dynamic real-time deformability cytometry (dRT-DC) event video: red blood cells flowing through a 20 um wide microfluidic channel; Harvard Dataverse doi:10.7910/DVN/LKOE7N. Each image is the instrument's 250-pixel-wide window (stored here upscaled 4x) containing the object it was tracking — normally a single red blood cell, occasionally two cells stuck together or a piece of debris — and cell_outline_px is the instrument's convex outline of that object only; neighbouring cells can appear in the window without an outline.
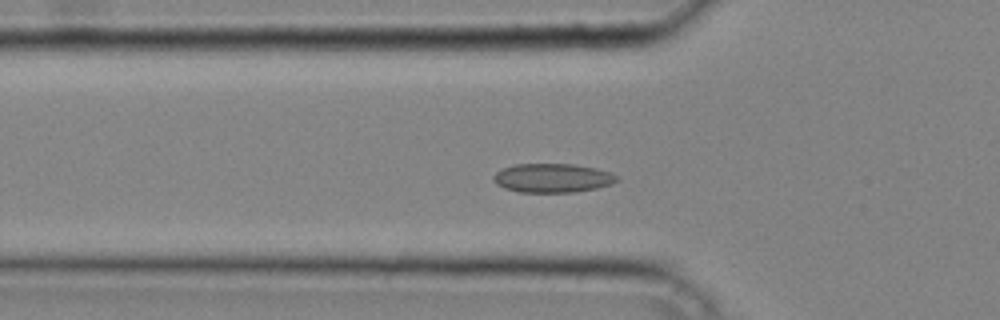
{"species": "common noctule bat (a hibernating species)", "species_latin": "Nyctalus noctula", "temperature_condition": "cold", "stored_images_in_passage": 33, "camera_frame_rate_fps": 3000, "um_per_image_px": 0.085, "animal": {"sex": "male", "body_mass_g": 20.4}, "frame": {"image": 1, "passage_image": 6, "time_ms": 1.667, "image_size_px": [1000, 320], "cell_outline_px": [[620, 180], [612, 184], [596, 188], [572, 192], [516, 192], [504, 188], [496, 184], [492, 180], [492, 176], [496, 172], [504, 168], [516, 164], [572, 164], [596, 168], [612, 172]], "centroid_in_image_um": [46.96, 15.13], "position_along_channel_um": 78.8, "area_um2": 20.92}}
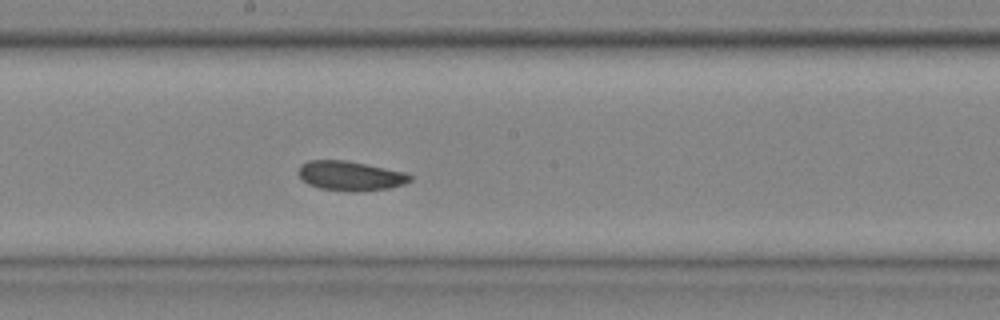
{"frame": {"image": 2, "passage_image": 15, "time_ms": 4.667, "image_size_px": [1000, 320], "cell_outline_px": [[412, 180], [404, 184], [388, 188], [356, 192], [352, 192], [320, 188], [308, 184], [296, 172], [300, 164], [308, 160], [344, 160], [404, 172], [412, 176]], "centroid_in_image_um": [29.74, 14.95], "position_along_channel_um": 218.5, "area_um2": 19.13}}
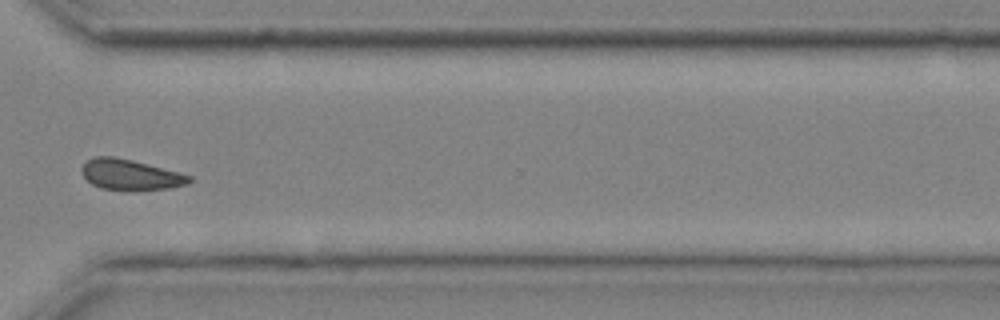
{"frame": {"image": 3, "passage_image": 24, "time_ms": 7.667, "image_size_px": [1000, 320], "cell_outline_px": [[192, 180], [188, 184], [172, 188], [100, 188], [92, 184], [80, 172], [80, 168], [92, 156], [112, 156], [132, 160], [180, 172], [192, 176]], "centroid_in_image_um": [11.08, 14.81], "position_along_channel_um": 359.5, "area_um2": 18.67}}